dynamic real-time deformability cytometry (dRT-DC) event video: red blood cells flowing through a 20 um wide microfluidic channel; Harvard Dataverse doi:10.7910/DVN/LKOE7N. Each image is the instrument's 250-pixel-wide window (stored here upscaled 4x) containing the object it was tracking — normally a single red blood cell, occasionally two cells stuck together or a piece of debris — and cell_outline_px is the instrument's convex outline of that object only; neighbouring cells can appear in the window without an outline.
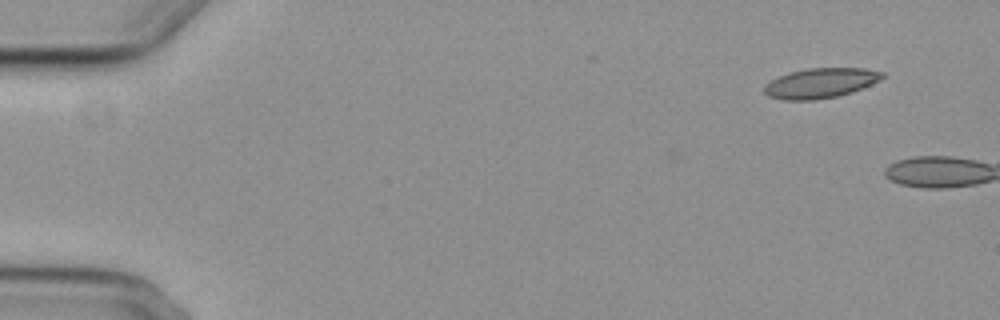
{"species": "common noctule bat (a hibernating species)", "species_latin": "Nyctalus noctula", "temperature_condition": "cold", "stored_images_in_passage": 4, "camera_frame_rate_fps": 3000, "um_per_image_px": 0.085, "animal": {"sex": "female", "body_mass_g": 29.2, "forearm_length_mm": 56.3}, "frame": {"image": 1, "passage_image": 1, "time_ms": 0.0, "image_size_px": [1000, 320], "cell_outline_px": [[884, 76], [880, 80], [872, 84], [852, 92], [836, 96], [816, 100], [784, 100], [768, 96], [764, 92], [764, 84], [780, 76], [792, 72], [808, 68], [864, 68], [884, 72]], "centroid_in_image_um": [69.75, 7.06], "position_along_channel_um": 15.2, "area_um2": 20.52}}